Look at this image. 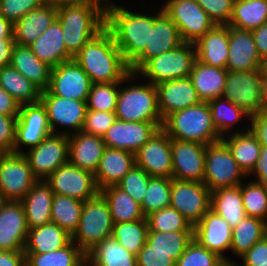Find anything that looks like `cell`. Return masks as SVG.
I'll list each match as a JSON object with an SVG mask.
<instances>
[{
  "label": "cell",
  "mask_w": 267,
  "mask_h": 266,
  "mask_svg": "<svg viewBox=\"0 0 267 266\" xmlns=\"http://www.w3.org/2000/svg\"><path fill=\"white\" fill-rule=\"evenodd\" d=\"M68 139V162L94 174L106 148L103 138L79 131Z\"/></svg>",
  "instance_id": "4316f807"
},
{
  "label": "cell",
  "mask_w": 267,
  "mask_h": 266,
  "mask_svg": "<svg viewBox=\"0 0 267 266\" xmlns=\"http://www.w3.org/2000/svg\"><path fill=\"white\" fill-rule=\"evenodd\" d=\"M10 65L41 91L48 89L52 67L41 61L30 46L16 43Z\"/></svg>",
  "instance_id": "4dcf8cb0"
},
{
  "label": "cell",
  "mask_w": 267,
  "mask_h": 266,
  "mask_svg": "<svg viewBox=\"0 0 267 266\" xmlns=\"http://www.w3.org/2000/svg\"><path fill=\"white\" fill-rule=\"evenodd\" d=\"M38 181L23 153H7L0 162V190L7 201H21Z\"/></svg>",
  "instance_id": "2e32d148"
},
{
  "label": "cell",
  "mask_w": 267,
  "mask_h": 266,
  "mask_svg": "<svg viewBox=\"0 0 267 266\" xmlns=\"http://www.w3.org/2000/svg\"><path fill=\"white\" fill-rule=\"evenodd\" d=\"M17 116L0 114V148L6 153H14Z\"/></svg>",
  "instance_id": "6f0895ef"
},
{
  "label": "cell",
  "mask_w": 267,
  "mask_h": 266,
  "mask_svg": "<svg viewBox=\"0 0 267 266\" xmlns=\"http://www.w3.org/2000/svg\"><path fill=\"white\" fill-rule=\"evenodd\" d=\"M40 101L47 110L52 133L69 136L82 130L87 111L86 101L52 95L48 90L41 92Z\"/></svg>",
  "instance_id": "30bf717a"
},
{
  "label": "cell",
  "mask_w": 267,
  "mask_h": 266,
  "mask_svg": "<svg viewBox=\"0 0 267 266\" xmlns=\"http://www.w3.org/2000/svg\"><path fill=\"white\" fill-rule=\"evenodd\" d=\"M236 260L222 259L216 266H241L240 262L235 263ZM240 264V265H239Z\"/></svg>",
  "instance_id": "753ad0ef"
},
{
  "label": "cell",
  "mask_w": 267,
  "mask_h": 266,
  "mask_svg": "<svg viewBox=\"0 0 267 266\" xmlns=\"http://www.w3.org/2000/svg\"><path fill=\"white\" fill-rule=\"evenodd\" d=\"M172 178L203 183L206 145L171 138Z\"/></svg>",
  "instance_id": "ffe728a7"
},
{
  "label": "cell",
  "mask_w": 267,
  "mask_h": 266,
  "mask_svg": "<svg viewBox=\"0 0 267 266\" xmlns=\"http://www.w3.org/2000/svg\"><path fill=\"white\" fill-rule=\"evenodd\" d=\"M0 86L19 105L32 104L40 101L42 91L11 65L0 68Z\"/></svg>",
  "instance_id": "ab89813d"
},
{
  "label": "cell",
  "mask_w": 267,
  "mask_h": 266,
  "mask_svg": "<svg viewBox=\"0 0 267 266\" xmlns=\"http://www.w3.org/2000/svg\"><path fill=\"white\" fill-rule=\"evenodd\" d=\"M48 0H0V16L13 24L29 11L39 8Z\"/></svg>",
  "instance_id": "11a10c76"
},
{
  "label": "cell",
  "mask_w": 267,
  "mask_h": 266,
  "mask_svg": "<svg viewBox=\"0 0 267 266\" xmlns=\"http://www.w3.org/2000/svg\"><path fill=\"white\" fill-rule=\"evenodd\" d=\"M263 80L259 70L228 71L222 97L253 115L261 112Z\"/></svg>",
  "instance_id": "5bb4252c"
},
{
  "label": "cell",
  "mask_w": 267,
  "mask_h": 266,
  "mask_svg": "<svg viewBox=\"0 0 267 266\" xmlns=\"http://www.w3.org/2000/svg\"><path fill=\"white\" fill-rule=\"evenodd\" d=\"M222 258L201 246L194 239L176 261V266H216Z\"/></svg>",
  "instance_id": "816d5d0a"
},
{
  "label": "cell",
  "mask_w": 267,
  "mask_h": 266,
  "mask_svg": "<svg viewBox=\"0 0 267 266\" xmlns=\"http://www.w3.org/2000/svg\"><path fill=\"white\" fill-rule=\"evenodd\" d=\"M196 60L194 43L183 42L175 49L147 60L136 74L143 77V80L157 85L189 77Z\"/></svg>",
  "instance_id": "8992f818"
},
{
  "label": "cell",
  "mask_w": 267,
  "mask_h": 266,
  "mask_svg": "<svg viewBox=\"0 0 267 266\" xmlns=\"http://www.w3.org/2000/svg\"><path fill=\"white\" fill-rule=\"evenodd\" d=\"M57 19V2L48 0L14 23V41L29 46Z\"/></svg>",
  "instance_id": "d4e9b609"
},
{
  "label": "cell",
  "mask_w": 267,
  "mask_h": 266,
  "mask_svg": "<svg viewBox=\"0 0 267 266\" xmlns=\"http://www.w3.org/2000/svg\"><path fill=\"white\" fill-rule=\"evenodd\" d=\"M119 82L93 83L86 100L87 110L115 112Z\"/></svg>",
  "instance_id": "f907efd6"
},
{
  "label": "cell",
  "mask_w": 267,
  "mask_h": 266,
  "mask_svg": "<svg viewBox=\"0 0 267 266\" xmlns=\"http://www.w3.org/2000/svg\"><path fill=\"white\" fill-rule=\"evenodd\" d=\"M0 266H25L24 251H0Z\"/></svg>",
  "instance_id": "03108f58"
},
{
  "label": "cell",
  "mask_w": 267,
  "mask_h": 266,
  "mask_svg": "<svg viewBox=\"0 0 267 266\" xmlns=\"http://www.w3.org/2000/svg\"><path fill=\"white\" fill-rule=\"evenodd\" d=\"M247 178L239 168L227 144L221 139L206 145L204 181L212 192L240 185Z\"/></svg>",
  "instance_id": "ba28073f"
},
{
  "label": "cell",
  "mask_w": 267,
  "mask_h": 266,
  "mask_svg": "<svg viewBox=\"0 0 267 266\" xmlns=\"http://www.w3.org/2000/svg\"><path fill=\"white\" fill-rule=\"evenodd\" d=\"M249 130L261 145L267 146V111L251 115Z\"/></svg>",
  "instance_id": "94428289"
},
{
  "label": "cell",
  "mask_w": 267,
  "mask_h": 266,
  "mask_svg": "<svg viewBox=\"0 0 267 266\" xmlns=\"http://www.w3.org/2000/svg\"><path fill=\"white\" fill-rule=\"evenodd\" d=\"M54 193L45 180H38L21 200L29 229L51 222Z\"/></svg>",
  "instance_id": "f546056e"
},
{
  "label": "cell",
  "mask_w": 267,
  "mask_h": 266,
  "mask_svg": "<svg viewBox=\"0 0 267 266\" xmlns=\"http://www.w3.org/2000/svg\"><path fill=\"white\" fill-rule=\"evenodd\" d=\"M162 124L163 122H125L116 119L102 138L108 148L135 154Z\"/></svg>",
  "instance_id": "44dd1931"
},
{
  "label": "cell",
  "mask_w": 267,
  "mask_h": 266,
  "mask_svg": "<svg viewBox=\"0 0 267 266\" xmlns=\"http://www.w3.org/2000/svg\"><path fill=\"white\" fill-rule=\"evenodd\" d=\"M162 8L176 24L184 42L195 43L216 25L196 0H165Z\"/></svg>",
  "instance_id": "9c48e42d"
},
{
  "label": "cell",
  "mask_w": 267,
  "mask_h": 266,
  "mask_svg": "<svg viewBox=\"0 0 267 266\" xmlns=\"http://www.w3.org/2000/svg\"><path fill=\"white\" fill-rule=\"evenodd\" d=\"M146 219L149 231H193V225L172 207L151 212Z\"/></svg>",
  "instance_id": "681fc988"
},
{
  "label": "cell",
  "mask_w": 267,
  "mask_h": 266,
  "mask_svg": "<svg viewBox=\"0 0 267 266\" xmlns=\"http://www.w3.org/2000/svg\"><path fill=\"white\" fill-rule=\"evenodd\" d=\"M241 194L246 215L267 221V188L254 180L243 181Z\"/></svg>",
  "instance_id": "c3c4849f"
},
{
  "label": "cell",
  "mask_w": 267,
  "mask_h": 266,
  "mask_svg": "<svg viewBox=\"0 0 267 266\" xmlns=\"http://www.w3.org/2000/svg\"><path fill=\"white\" fill-rule=\"evenodd\" d=\"M28 230L21 201H7L0 209V251H24Z\"/></svg>",
  "instance_id": "603a6c76"
},
{
  "label": "cell",
  "mask_w": 267,
  "mask_h": 266,
  "mask_svg": "<svg viewBox=\"0 0 267 266\" xmlns=\"http://www.w3.org/2000/svg\"><path fill=\"white\" fill-rule=\"evenodd\" d=\"M259 73L262 80H267V57H263L259 65Z\"/></svg>",
  "instance_id": "2644e50d"
},
{
  "label": "cell",
  "mask_w": 267,
  "mask_h": 266,
  "mask_svg": "<svg viewBox=\"0 0 267 266\" xmlns=\"http://www.w3.org/2000/svg\"><path fill=\"white\" fill-rule=\"evenodd\" d=\"M74 60L92 83L121 82L130 73L129 64L106 28L89 40Z\"/></svg>",
  "instance_id": "7a4b0ae2"
},
{
  "label": "cell",
  "mask_w": 267,
  "mask_h": 266,
  "mask_svg": "<svg viewBox=\"0 0 267 266\" xmlns=\"http://www.w3.org/2000/svg\"><path fill=\"white\" fill-rule=\"evenodd\" d=\"M232 228L213 210H209L201 220L193 226V239L207 250L216 253L222 259L229 258L232 243ZM228 254V256H226Z\"/></svg>",
  "instance_id": "7402d4cb"
},
{
  "label": "cell",
  "mask_w": 267,
  "mask_h": 266,
  "mask_svg": "<svg viewBox=\"0 0 267 266\" xmlns=\"http://www.w3.org/2000/svg\"><path fill=\"white\" fill-rule=\"evenodd\" d=\"M135 161L150 177L172 178L171 138L160 128L135 153Z\"/></svg>",
  "instance_id": "d6986e66"
},
{
  "label": "cell",
  "mask_w": 267,
  "mask_h": 266,
  "mask_svg": "<svg viewBox=\"0 0 267 266\" xmlns=\"http://www.w3.org/2000/svg\"><path fill=\"white\" fill-rule=\"evenodd\" d=\"M50 134L52 131L48 122L47 110L41 101L20 105L16 123L14 153H23L39 145Z\"/></svg>",
  "instance_id": "8fae6325"
},
{
  "label": "cell",
  "mask_w": 267,
  "mask_h": 266,
  "mask_svg": "<svg viewBox=\"0 0 267 266\" xmlns=\"http://www.w3.org/2000/svg\"><path fill=\"white\" fill-rule=\"evenodd\" d=\"M240 1H243V0H231V2L234 4V3H237V2H240Z\"/></svg>",
  "instance_id": "2a66077c"
},
{
  "label": "cell",
  "mask_w": 267,
  "mask_h": 266,
  "mask_svg": "<svg viewBox=\"0 0 267 266\" xmlns=\"http://www.w3.org/2000/svg\"><path fill=\"white\" fill-rule=\"evenodd\" d=\"M248 179L253 177L255 182L267 188V146L261 145L260 155L253 170L247 175Z\"/></svg>",
  "instance_id": "6125c7cd"
},
{
  "label": "cell",
  "mask_w": 267,
  "mask_h": 266,
  "mask_svg": "<svg viewBox=\"0 0 267 266\" xmlns=\"http://www.w3.org/2000/svg\"><path fill=\"white\" fill-rule=\"evenodd\" d=\"M228 146L239 168L247 176L260 155L261 144L250 130L221 138Z\"/></svg>",
  "instance_id": "f35d334b"
},
{
  "label": "cell",
  "mask_w": 267,
  "mask_h": 266,
  "mask_svg": "<svg viewBox=\"0 0 267 266\" xmlns=\"http://www.w3.org/2000/svg\"><path fill=\"white\" fill-rule=\"evenodd\" d=\"M20 105L0 86V114L18 115Z\"/></svg>",
  "instance_id": "be15d7a7"
},
{
  "label": "cell",
  "mask_w": 267,
  "mask_h": 266,
  "mask_svg": "<svg viewBox=\"0 0 267 266\" xmlns=\"http://www.w3.org/2000/svg\"><path fill=\"white\" fill-rule=\"evenodd\" d=\"M7 153L0 148V162Z\"/></svg>",
  "instance_id": "11e5206c"
},
{
  "label": "cell",
  "mask_w": 267,
  "mask_h": 266,
  "mask_svg": "<svg viewBox=\"0 0 267 266\" xmlns=\"http://www.w3.org/2000/svg\"><path fill=\"white\" fill-rule=\"evenodd\" d=\"M83 203L81 200L69 196L54 194L51 206V222L56 223L73 237L80 224Z\"/></svg>",
  "instance_id": "ee69618b"
},
{
  "label": "cell",
  "mask_w": 267,
  "mask_h": 266,
  "mask_svg": "<svg viewBox=\"0 0 267 266\" xmlns=\"http://www.w3.org/2000/svg\"><path fill=\"white\" fill-rule=\"evenodd\" d=\"M86 266H137V258L111 236L86 254Z\"/></svg>",
  "instance_id": "8d00e7d4"
},
{
  "label": "cell",
  "mask_w": 267,
  "mask_h": 266,
  "mask_svg": "<svg viewBox=\"0 0 267 266\" xmlns=\"http://www.w3.org/2000/svg\"><path fill=\"white\" fill-rule=\"evenodd\" d=\"M265 236L267 237V221H266V234H265Z\"/></svg>",
  "instance_id": "b9fcfbb0"
},
{
  "label": "cell",
  "mask_w": 267,
  "mask_h": 266,
  "mask_svg": "<svg viewBox=\"0 0 267 266\" xmlns=\"http://www.w3.org/2000/svg\"><path fill=\"white\" fill-rule=\"evenodd\" d=\"M25 266H86V254L71 240L52 252L25 254Z\"/></svg>",
  "instance_id": "7bdbcfd3"
},
{
  "label": "cell",
  "mask_w": 267,
  "mask_h": 266,
  "mask_svg": "<svg viewBox=\"0 0 267 266\" xmlns=\"http://www.w3.org/2000/svg\"><path fill=\"white\" fill-rule=\"evenodd\" d=\"M149 178L150 176L141 167L134 165L117 186L141 204L146 194Z\"/></svg>",
  "instance_id": "f5cc1de1"
},
{
  "label": "cell",
  "mask_w": 267,
  "mask_h": 266,
  "mask_svg": "<svg viewBox=\"0 0 267 266\" xmlns=\"http://www.w3.org/2000/svg\"><path fill=\"white\" fill-rule=\"evenodd\" d=\"M158 6L160 8L154 5V25L150 27L149 48H145L129 64L130 72H136L150 58L175 49L184 42L176 24L162 6Z\"/></svg>",
  "instance_id": "9a60e30c"
},
{
  "label": "cell",
  "mask_w": 267,
  "mask_h": 266,
  "mask_svg": "<svg viewBox=\"0 0 267 266\" xmlns=\"http://www.w3.org/2000/svg\"><path fill=\"white\" fill-rule=\"evenodd\" d=\"M193 240V231L154 232L148 231L149 251L166 252L177 261Z\"/></svg>",
  "instance_id": "f6af8a7d"
},
{
  "label": "cell",
  "mask_w": 267,
  "mask_h": 266,
  "mask_svg": "<svg viewBox=\"0 0 267 266\" xmlns=\"http://www.w3.org/2000/svg\"><path fill=\"white\" fill-rule=\"evenodd\" d=\"M14 24L0 16V40H14L13 37Z\"/></svg>",
  "instance_id": "a7ac6f4b"
},
{
  "label": "cell",
  "mask_w": 267,
  "mask_h": 266,
  "mask_svg": "<svg viewBox=\"0 0 267 266\" xmlns=\"http://www.w3.org/2000/svg\"><path fill=\"white\" fill-rule=\"evenodd\" d=\"M109 3H57V21L63 30L67 51L74 57L105 28V8Z\"/></svg>",
  "instance_id": "3957f363"
},
{
  "label": "cell",
  "mask_w": 267,
  "mask_h": 266,
  "mask_svg": "<svg viewBox=\"0 0 267 266\" xmlns=\"http://www.w3.org/2000/svg\"><path fill=\"white\" fill-rule=\"evenodd\" d=\"M15 44L14 40H0V68L10 65Z\"/></svg>",
  "instance_id": "003e7915"
},
{
  "label": "cell",
  "mask_w": 267,
  "mask_h": 266,
  "mask_svg": "<svg viewBox=\"0 0 267 266\" xmlns=\"http://www.w3.org/2000/svg\"><path fill=\"white\" fill-rule=\"evenodd\" d=\"M92 84L87 73L73 58L52 67L47 90L59 97L86 101Z\"/></svg>",
  "instance_id": "ac0fdd59"
},
{
  "label": "cell",
  "mask_w": 267,
  "mask_h": 266,
  "mask_svg": "<svg viewBox=\"0 0 267 266\" xmlns=\"http://www.w3.org/2000/svg\"><path fill=\"white\" fill-rule=\"evenodd\" d=\"M255 45L261 58L267 57V21L260 27L252 30Z\"/></svg>",
  "instance_id": "e7e4bbea"
},
{
  "label": "cell",
  "mask_w": 267,
  "mask_h": 266,
  "mask_svg": "<svg viewBox=\"0 0 267 266\" xmlns=\"http://www.w3.org/2000/svg\"><path fill=\"white\" fill-rule=\"evenodd\" d=\"M134 165V153L106 147L94 173L98 190L117 185Z\"/></svg>",
  "instance_id": "f1b7e54d"
},
{
  "label": "cell",
  "mask_w": 267,
  "mask_h": 266,
  "mask_svg": "<svg viewBox=\"0 0 267 266\" xmlns=\"http://www.w3.org/2000/svg\"><path fill=\"white\" fill-rule=\"evenodd\" d=\"M72 237L56 223L50 222L28 230L24 254H43L66 246Z\"/></svg>",
  "instance_id": "e575fe53"
},
{
  "label": "cell",
  "mask_w": 267,
  "mask_h": 266,
  "mask_svg": "<svg viewBox=\"0 0 267 266\" xmlns=\"http://www.w3.org/2000/svg\"><path fill=\"white\" fill-rule=\"evenodd\" d=\"M261 266H267V262H266V263H263V264H261Z\"/></svg>",
  "instance_id": "09005b40"
},
{
  "label": "cell",
  "mask_w": 267,
  "mask_h": 266,
  "mask_svg": "<svg viewBox=\"0 0 267 266\" xmlns=\"http://www.w3.org/2000/svg\"><path fill=\"white\" fill-rule=\"evenodd\" d=\"M210 203L211 191L204 183L172 178L170 207L193 226L210 210Z\"/></svg>",
  "instance_id": "7c38bea8"
},
{
  "label": "cell",
  "mask_w": 267,
  "mask_h": 266,
  "mask_svg": "<svg viewBox=\"0 0 267 266\" xmlns=\"http://www.w3.org/2000/svg\"><path fill=\"white\" fill-rule=\"evenodd\" d=\"M208 104L211 110L213 124L215 125L221 138L230 134L242 133L249 130L251 115L241 107H238L224 97L214 98L213 100H210ZM242 121H246L243 124V128L245 126L247 127H245V129L243 130L242 128L238 129L237 126L236 130L235 125H238L239 122L242 124Z\"/></svg>",
  "instance_id": "d6a6232c"
},
{
  "label": "cell",
  "mask_w": 267,
  "mask_h": 266,
  "mask_svg": "<svg viewBox=\"0 0 267 266\" xmlns=\"http://www.w3.org/2000/svg\"><path fill=\"white\" fill-rule=\"evenodd\" d=\"M170 138L208 145L221 140L213 124L208 102L178 110L168 115L161 127Z\"/></svg>",
  "instance_id": "5b68a950"
},
{
  "label": "cell",
  "mask_w": 267,
  "mask_h": 266,
  "mask_svg": "<svg viewBox=\"0 0 267 266\" xmlns=\"http://www.w3.org/2000/svg\"><path fill=\"white\" fill-rule=\"evenodd\" d=\"M267 21V0H243L233 4L232 15L227 25L252 31Z\"/></svg>",
  "instance_id": "b9f144b4"
},
{
  "label": "cell",
  "mask_w": 267,
  "mask_h": 266,
  "mask_svg": "<svg viewBox=\"0 0 267 266\" xmlns=\"http://www.w3.org/2000/svg\"><path fill=\"white\" fill-rule=\"evenodd\" d=\"M241 266H261L267 262V237L255 243L240 258Z\"/></svg>",
  "instance_id": "91938a15"
},
{
  "label": "cell",
  "mask_w": 267,
  "mask_h": 266,
  "mask_svg": "<svg viewBox=\"0 0 267 266\" xmlns=\"http://www.w3.org/2000/svg\"><path fill=\"white\" fill-rule=\"evenodd\" d=\"M115 115L125 122H163L158 109L156 85L144 82L136 72H130L119 82Z\"/></svg>",
  "instance_id": "277c9868"
},
{
  "label": "cell",
  "mask_w": 267,
  "mask_h": 266,
  "mask_svg": "<svg viewBox=\"0 0 267 266\" xmlns=\"http://www.w3.org/2000/svg\"><path fill=\"white\" fill-rule=\"evenodd\" d=\"M172 178L150 177L146 194L140 204L142 213L148 216L151 212L170 207Z\"/></svg>",
  "instance_id": "7dc6e473"
},
{
  "label": "cell",
  "mask_w": 267,
  "mask_h": 266,
  "mask_svg": "<svg viewBox=\"0 0 267 266\" xmlns=\"http://www.w3.org/2000/svg\"><path fill=\"white\" fill-rule=\"evenodd\" d=\"M210 209L220 215L231 228L236 227L247 216L242 202L241 184L212 191Z\"/></svg>",
  "instance_id": "d590c367"
},
{
  "label": "cell",
  "mask_w": 267,
  "mask_h": 266,
  "mask_svg": "<svg viewBox=\"0 0 267 266\" xmlns=\"http://www.w3.org/2000/svg\"><path fill=\"white\" fill-rule=\"evenodd\" d=\"M148 231L147 219L114 223L112 237L126 250L137 256L147 242Z\"/></svg>",
  "instance_id": "bcb514c9"
},
{
  "label": "cell",
  "mask_w": 267,
  "mask_h": 266,
  "mask_svg": "<svg viewBox=\"0 0 267 266\" xmlns=\"http://www.w3.org/2000/svg\"><path fill=\"white\" fill-rule=\"evenodd\" d=\"M45 181L54 194L69 196L82 202L99 193L94 174L69 162L56 169Z\"/></svg>",
  "instance_id": "e0dca14e"
},
{
  "label": "cell",
  "mask_w": 267,
  "mask_h": 266,
  "mask_svg": "<svg viewBox=\"0 0 267 266\" xmlns=\"http://www.w3.org/2000/svg\"><path fill=\"white\" fill-rule=\"evenodd\" d=\"M261 57L258 54L252 31L229 26L228 71L259 70Z\"/></svg>",
  "instance_id": "484cf974"
},
{
  "label": "cell",
  "mask_w": 267,
  "mask_h": 266,
  "mask_svg": "<svg viewBox=\"0 0 267 266\" xmlns=\"http://www.w3.org/2000/svg\"><path fill=\"white\" fill-rule=\"evenodd\" d=\"M148 9L149 11H133L122 4H115L114 1L105 8V28L112 34L116 46L128 64L145 48H149L150 27L154 25V8Z\"/></svg>",
  "instance_id": "6da1fadb"
},
{
  "label": "cell",
  "mask_w": 267,
  "mask_h": 266,
  "mask_svg": "<svg viewBox=\"0 0 267 266\" xmlns=\"http://www.w3.org/2000/svg\"><path fill=\"white\" fill-rule=\"evenodd\" d=\"M156 88L162 120L175 111L201 102L190 77L161 82Z\"/></svg>",
  "instance_id": "cb8c5ba5"
},
{
  "label": "cell",
  "mask_w": 267,
  "mask_h": 266,
  "mask_svg": "<svg viewBox=\"0 0 267 266\" xmlns=\"http://www.w3.org/2000/svg\"><path fill=\"white\" fill-rule=\"evenodd\" d=\"M57 3L62 2H91V3H110L112 0H54Z\"/></svg>",
  "instance_id": "8c879c8a"
},
{
  "label": "cell",
  "mask_w": 267,
  "mask_h": 266,
  "mask_svg": "<svg viewBox=\"0 0 267 266\" xmlns=\"http://www.w3.org/2000/svg\"><path fill=\"white\" fill-rule=\"evenodd\" d=\"M7 202V200L5 199L2 191L0 190V209L3 207V205Z\"/></svg>",
  "instance_id": "34e18365"
},
{
  "label": "cell",
  "mask_w": 267,
  "mask_h": 266,
  "mask_svg": "<svg viewBox=\"0 0 267 266\" xmlns=\"http://www.w3.org/2000/svg\"><path fill=\"white\" fill-rule=\"evenodd\" d=\"M68 143V135L52 133L39 145L23 152L38 180H45L68 162Z\"/></svg>",
  "instance_id": "4fadbf2b"
},
{
  "label": "cell",
  "mask_w": 267,
  "mask_h": 266,
  "mask_svg": "<svg viewBox=\"0 0 267 266\" xmlns=\"http://www.w3.org/2000/svg\"><path fill=\"white\" fill-rule=\"evenodd\" d=\"M227 72V69L195 61L189 77L202 102H209L214 98L222 97Z\"/></svg>",
  "instance_id": "836d02e7"
},
{
  "label": "cell",
  "mask_w": 267,
  "mask_h": 266,
  "mask_svg": "<svg viewBox=\"0 0 267 266\" xmlns=\"http://www.w3.org/2000/svg\"><path fill=\"white\" fill-rule=\"evenodd\" d=\"M113 224L108 203L98 193L83 203L80 224L72 241L87 254L98 243L112 236Z\"/></svg>",
  "instance_id": "52a82bcc"
},
{
  "label": "cell",
  "mask_w": 267,
  "mask_h": 266,
  "mask_svg": "<svg viewBox=\"0 0 267 266\" xmlns=\"http://www.w3.org/2000/svg\"><path fill=\"white\" fill-rule=\"evenodd\" d=\"M215 24L227 25L231 19L233 3L231 0H196Z\"/></svg>",
  "instance_id": "9f6ffc18"
},
{
  "label": "cell",
  "mask_w": 267,
  "mask_h": 266,
  "mask_svg": "<svg viewBox=\"0 0 267 266\" xmlns=\"http://www.w3.org/2000/svg\"><path fill=\"white\" fill-rule=\"evenodd\" d=\"M261 111H267V80H263L262 85Z\"/></svg>",
  "instance_id": "89a4df30"
},
{
  "label": "cell",
  "mask_w": 267,
  "mask_h": 266,
  "mask_svg": "<svg viewBox=\"0 0 267 266\" xmlns=\"http://www.w3.org/2000/svg\"><path fill=\"white\" fill-rule=\"evenodd\" d=\"M266 234V221L246 216L236 227L232 228L230 252L238 259Z\"/></svg>",
  "instance_id": "60d3db41"
},
{
  "label": "cell",
  "mask_w": 267,
  "mask_h": 266,
  "mask_svg": "<svg viewBox=\"0 0 267 266\" xmlns=\"http://www.w3.org/2000/svg\"><path fill=\"white\" fill-rule=\"evenodd\" d=\"M197 61L226 69L229 52V25L216 24L195 43Z\"/></svg>",
  "instance_id": "83f0119b"
},
{
  "label": "cell",
  "mask_w": 267,
  "mask_h": 266,
  "mask_svg": "<svg viewBox=\"0 0 267 266\" xmlns=\"http://www.w3.org/2000/svg\"><path fill=\"white\" fill-rule=\"evenodd\" d=\"M29 46L41 61L51 67L74 58L65 47L63 30L57 20Z\"/></svg>",
  "instance_id": "1f68e13d"
},
{
  "label": "cell",
  "mask_w": 267,
  "mask_h": 266,
  "mask_svg": "<svg viewBox=\"0 0 267 266\" xmlns=\"http://www.w3.org/2000/svg\"><path fill=\"white\" fill-rule=\"evenodd\" d=\"M136 258L137 266H176V261L168 253L149 251L148 242L145 243Z\"/></svg>",
  "instance_id": "680465c9"
},
{
  "label": "cell",
  "mask_w": 267,
  "mask_h": 266,
  "mask_svg": "<svg viewBox=\"0 0 267 266\" xmlns=\"http://www.w3.org/2000/svg\"><path fill=\"white\" fill-rule=\"evenodd\" d=\"M99 193L108 203L113 223L146 219L140 204L117 185L105 187Z\"/></svg>",
  "instance_id": "74e56055"
},
{
  "label": "cell",
  "mask_w": 267,
  "mask_h": 266,
  "mask_svg": "<svg viewBox=\"0 0 267 266\" xmlns=\"http://www.w3.org/2000/svg\"><path fill=\"white\" fill-rule=\"evenodd\" d=\"M116 119L115 112L87 110L81 131L86 134L103 137Z\"/></svg>",
  "instance_id": "db71d44e"
}]
</instances>
